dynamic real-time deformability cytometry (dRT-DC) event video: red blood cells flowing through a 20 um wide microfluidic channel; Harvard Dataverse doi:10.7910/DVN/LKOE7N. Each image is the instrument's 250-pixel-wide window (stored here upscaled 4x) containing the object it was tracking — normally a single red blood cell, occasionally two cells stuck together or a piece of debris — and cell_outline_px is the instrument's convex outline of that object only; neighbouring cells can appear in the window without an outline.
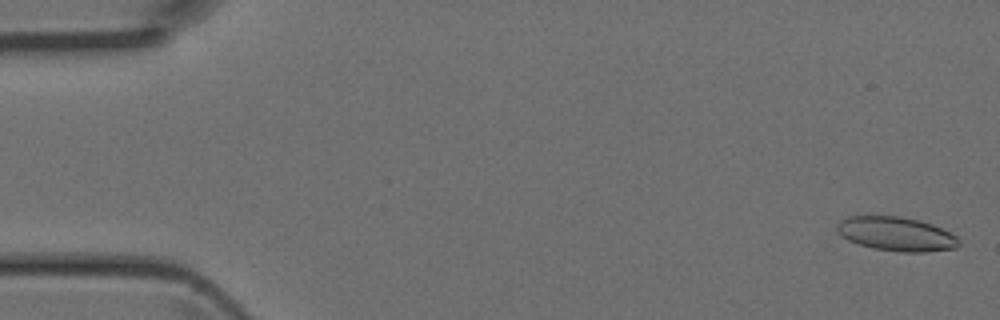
{"species": "Egyptian fruit bat (a non-hibernating species)", "species_latin": "Rousettus aegyptiacus", "temperature_condition": "room temperature", "stored_images_in_passage": 4, "camera_frame_rate_fps": 3000, "um_per_image_px": 0.085, "animal": {"sex": "female"}, "frame": {"image": 1, "passage_image": 1, "time_ms": 0.0, "image_size_px": [1000, 320], "cell_outline_px": [[960, 244], [956, 248], [928, 252], [900, 252], [872, 248], [848, 240], [836, 228], [836, 224], [840, 220], [848, 216], [900, 216], [920, 220], [932, 224], [956, 236], [960, 240]], "centroid_in_image_um": [76.2, 19.89], "position_along_channel_um": 8.8, "area_um2": 24.16}}